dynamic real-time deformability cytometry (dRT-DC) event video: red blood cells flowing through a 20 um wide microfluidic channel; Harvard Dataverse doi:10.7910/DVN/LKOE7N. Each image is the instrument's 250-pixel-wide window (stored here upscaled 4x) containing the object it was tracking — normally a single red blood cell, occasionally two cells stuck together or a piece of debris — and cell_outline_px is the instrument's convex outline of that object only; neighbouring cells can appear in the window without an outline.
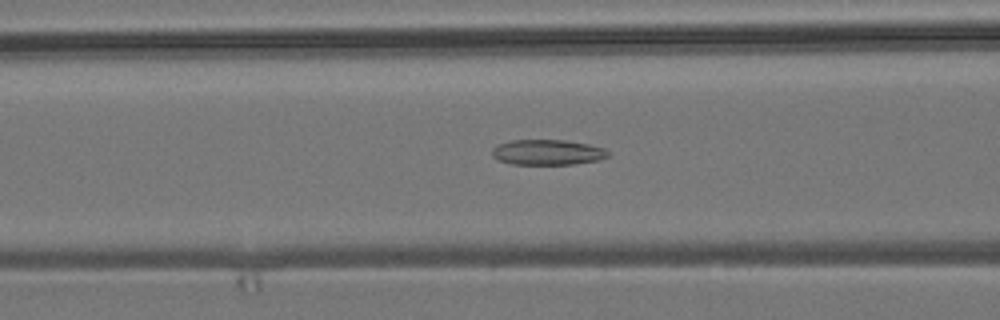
{"species": "common noctule bat (a hibernating species)", "species_latin": "Nyctalus noctula", "temperature_condition": "room temperature", "stored_images_in_passage": 54, "camera_frame_rate_fps": 3000, "um_per_image_px": 0.085, "animal": {"sex": "male", "body_mass_g": 19.2, "forearm_length_mm": 51.8}, "frame": {"image": 1, "passage_image": 22, "time_ms": 7.0, "image_size_px": [1000, 320], "cell_outline_px": [[608, 156], [596, 160], [572, 164], [512, 164], [496, 160], [492, 156], [492, 148], [500, 144], [512, 140], [564, 140], [588, 144], [604, 148], [608, 152]], "centroid_in_image_um": [46.49, 12.94], "position_along_channel_um": 120.1, "area_um2": 16.99}}
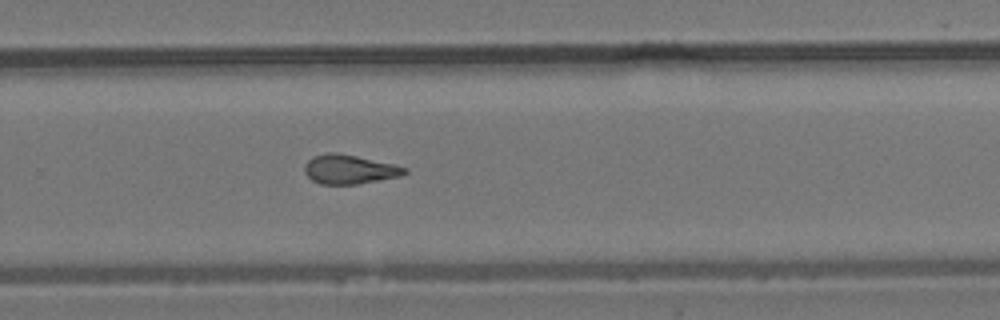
{"frame": {"image": 2, "passage_image": 36, "time_ms": 11.667, "image_size_px": [1000, 320], "cell_outline_px": [[408, 172], [400, 176], [356, 184], [320, 184], [312, 180], [304, 172], [304, 164], [312, 156], [328, 152], [336, 152], [396, 164], [408, 168]], "centroid_in_image_um": [29.69, 14.38], "position_along_channel_um": 300.1, "area_um2": 17.11}}
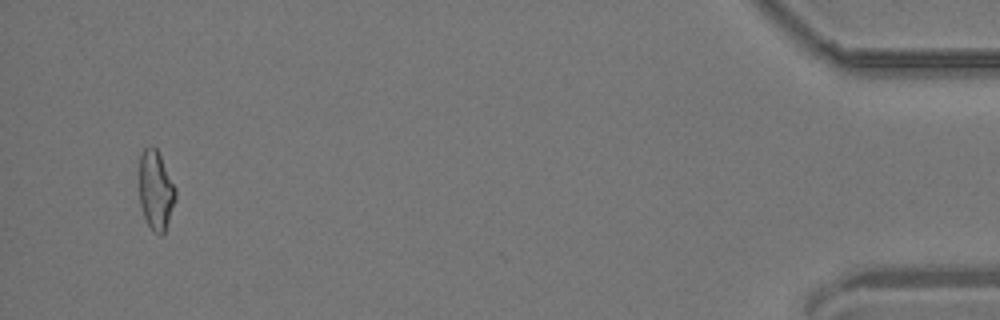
{"frame": {"image": 3, "passage_image": 52, "time_ms": 17.0, "image_size_px": [1000, 320], "cell_outline_px": [[176, 200], [164, 232], [160, 236], [152, 232], [144, 216], [140, 204], [140, 156], [144, 148], [148, 144], [152, 144], [156, 148], [176, 188]], "centroid_in_image_um": [13.25, 16.17], "position_along_channel_um": 422.0, "area_um2": 16.76}, "authors_computed_cell_mechanics": {"area_um2": 17.5134, "velocity_mm_per_s": 3.8626, "shape_relaxation_time_tau1_ms": null, "shape_relaxation_time_tau2_ms": 3.7955, "deformation_change_tau1": null, "deformation_change_tau2": 0.1367}}